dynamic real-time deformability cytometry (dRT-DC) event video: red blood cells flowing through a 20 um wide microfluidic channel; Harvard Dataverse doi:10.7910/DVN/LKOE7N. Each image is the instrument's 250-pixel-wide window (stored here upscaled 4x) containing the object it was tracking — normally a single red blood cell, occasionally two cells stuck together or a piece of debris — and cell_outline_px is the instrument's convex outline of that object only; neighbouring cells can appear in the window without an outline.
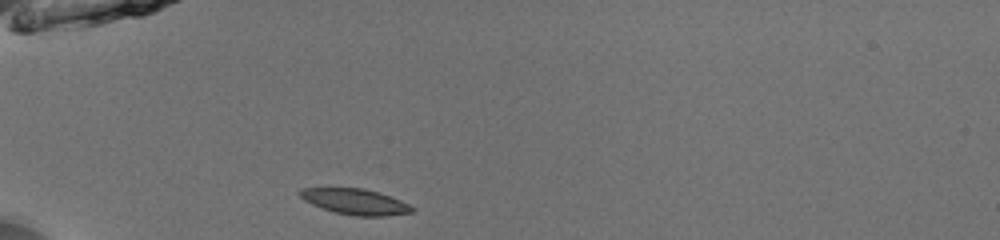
{"species": "common noctule bat (a hibernating species)", "species_latin": "Nyctalus noctula", "temperature_condition": "room temperature", "stored_images_in_passage": 36, "camera_frame_rate_fps": 3000, "um_per_image_px": 0.085, "animal": {"sex": "male", "body_mass_g": 13.0, "forearm_length_mm": 53.1}, "frame": {"image": 1, "passage_image": 1, "time_ms": 0.0, "image_size_px": [1000, 240], "cell_outline_px": [[416, 208], [412, 212], [384, 216], [356, 216], [336, 212], [312, 204], [304, 200], [296, 192], [300, 188], [364, 188], [380, 192], [400, 200]], "centroid_in_image_um": [30.19, 17.13], "position_along_channel_um": 54.8, "area_um2": 16.76}}
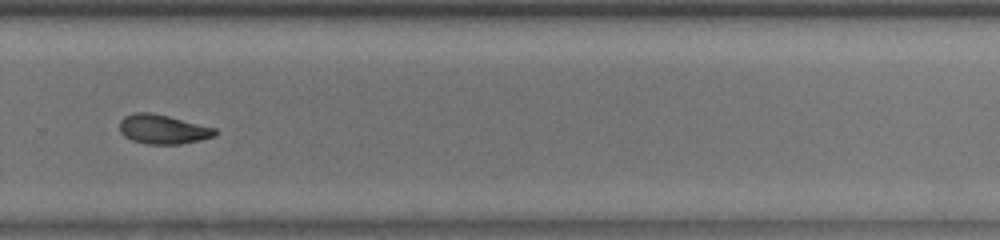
{"frame": {"image": 2, "passage_image": 22, "time_ms": 7.0, "image_size_px": [1000, 240], "cell_outline_px": [[220, 132], [216, 136], [200, 140], [180, 144], [148, 144], [132, 140], [124, 136], [120, 132], [120, 120], [124, 116], [132, 112], [152, 112], [216, 128]], "centroid_in_image_um": [13.86, 10.98], "position_along_channel_um": 315.9, "area_um2": 16.47}}
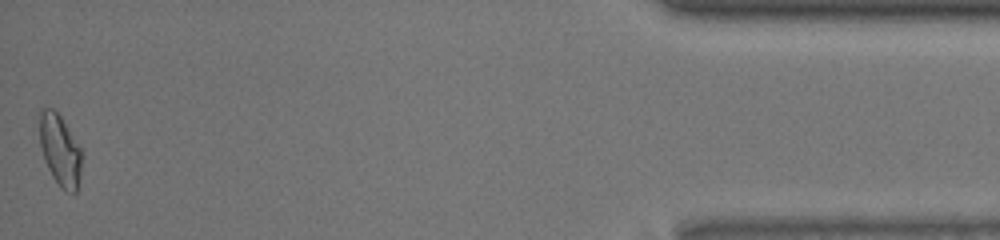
{"frame": {"image": 3, "passage_image": 36, "time_ms": 11.667, "image_size_px": [1000, 240], "cell_outline_px": [[80, 176], [76, 192], [72, 196], [64, 192], [60, 188], [52, 176], [44, 160], [40, 144], [40, 108], [52, 108], [60, 116], [80, 148]], "centroid_in_image_um": [5.08, 12.83], "position_along_channel_um": 430.1, "area_um2": 17.34}, "authors_computed_cell_mechanics": {"area_um2": 16.7909, "velocity_mm_per_s": 3.9588, "shape_relaxation_time_tau1_ms": 4.3189, "shape_relaxation_time_tau2_ms": 4.5092, "deformation_change_tau1": 0.135, "deformation_change_tau2": 0.0725}}